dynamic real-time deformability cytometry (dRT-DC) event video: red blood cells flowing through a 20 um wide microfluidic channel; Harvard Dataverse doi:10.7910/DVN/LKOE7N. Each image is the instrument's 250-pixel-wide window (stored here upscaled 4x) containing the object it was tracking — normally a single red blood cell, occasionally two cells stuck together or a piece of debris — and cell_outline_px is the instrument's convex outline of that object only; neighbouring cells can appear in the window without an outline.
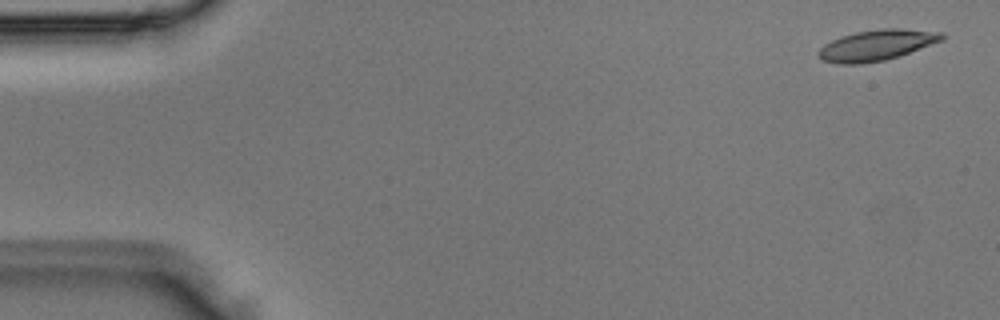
{"species": "Egyptian fruit bat (a non-hibernating species)", "species_latin": "Rousettus aegyptiacus", "temperature_condition": "room temperature", "stored_images_in_passage": 3, "camera_frame_rate_fps": 3000, "um_per_image_px": 0.085, "animal": {"sex": "male"}, "frame": {"image": 1, "passage_image": 1, "time_ms": 0.0, "image_size_px": [1000, 320], "cell_outline_px": [[944, 40], [884, 60], [860, 64], [840, 64], [820, 60], [816, 56], [816, 52], [824, 44], [840, 36], [856, 32], [884, 28], [904, 28], [944, 32]], "centroid_in_image_um": [74.47, 3.83], "position_along_channel_um": 10.5, "area_um2": 22.2}}
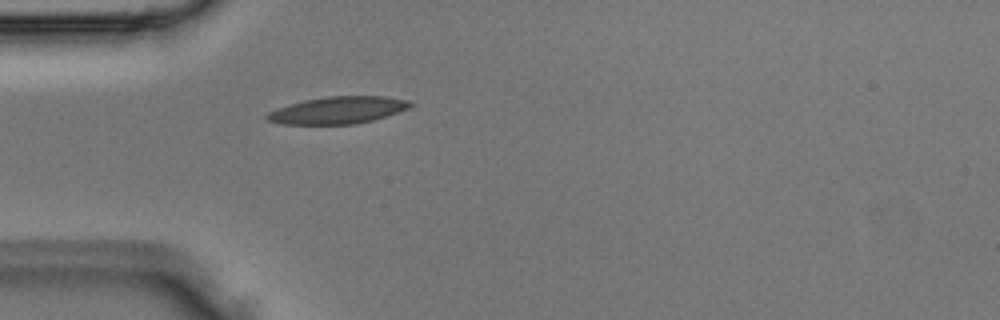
{"frame": {"image": 2, "passage_image": 3, "time_ms": 0.667, "image_size_px": [1000, 320], "cell_outline_px": [[412, 104], [408, 108], [372, 120], [356, 124], [280, 124], [268, 120], [264, 116], [268, 112], [304, 100], [328, 96], [384, 96], [412, 100]], "centroid_in_image_um": [28.73, 9.36], "position_along_channel_um": 56.3, "area_um2": 22.37}}